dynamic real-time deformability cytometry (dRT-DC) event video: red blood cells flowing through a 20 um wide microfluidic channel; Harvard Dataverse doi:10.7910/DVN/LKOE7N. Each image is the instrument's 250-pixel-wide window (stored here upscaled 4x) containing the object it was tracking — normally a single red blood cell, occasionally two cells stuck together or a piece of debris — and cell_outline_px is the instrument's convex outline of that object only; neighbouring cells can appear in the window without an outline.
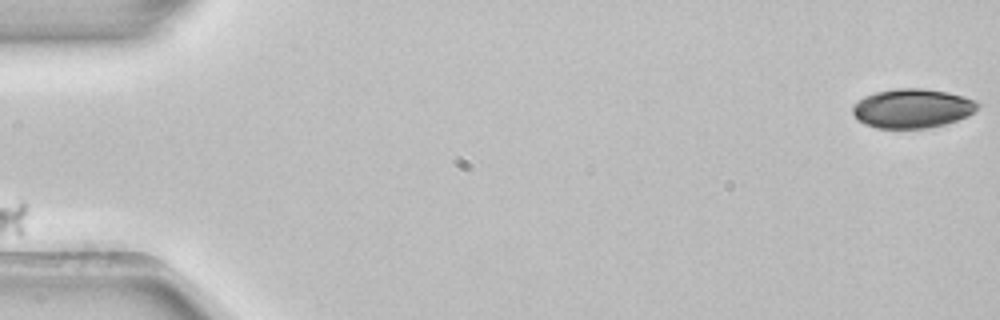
{"species": "common noctule bat (a hibernating species)", "species_latin": "Nyctalus noctula", "temperature_condition": "room temperature", "stored_images_in_passage": 4, "camera_frame_rate_fps": 3000, "um_per_image_px": 0.085, "animal": {"sex": "female", "body_mass_g": 22.7, "forearm_length_mm": 54.2}, "frame": {"image": 1, "passage_image": 1, "time_ms": 0.0, "image_size_px": [1000, 320], "cell_outline_px": [[980, 108], [968, 116], [944, 124], [928, 128], [876, 128], [864, 124], [856, 120], [852, 112], [852, 104], [864, 96], [876, 92], [896, 88], [924, 88], [948, 92], [964, 96], [976, 100], [980, 104]], "centroid_in_image_um": [77.54, 9.21], "position_along_channel_um": 7.5, "area_um2": 28.96}}